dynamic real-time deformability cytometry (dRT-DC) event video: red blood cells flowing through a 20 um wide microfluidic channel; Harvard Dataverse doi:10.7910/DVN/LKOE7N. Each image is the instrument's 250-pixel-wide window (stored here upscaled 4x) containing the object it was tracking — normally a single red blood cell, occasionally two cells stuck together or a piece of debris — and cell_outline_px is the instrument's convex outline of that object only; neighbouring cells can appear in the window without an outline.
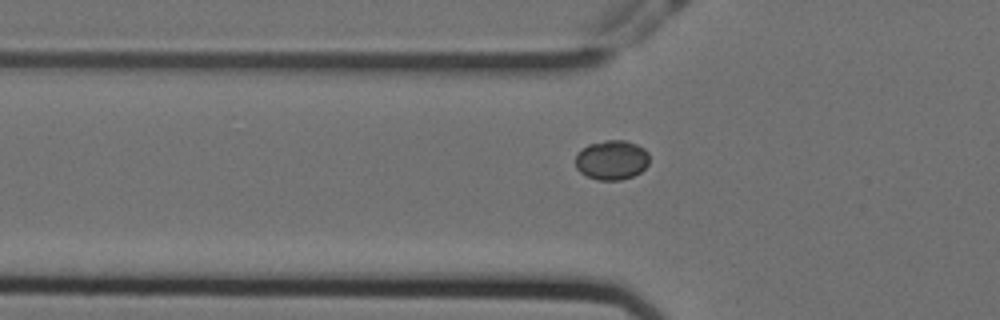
{"species": "Egyptian fruit bat (a non-hibernating species)", "species_latin": "Rousettus aegyptiacus", "temperature_condition": "cold", "stored_images_in_passage": 38, "camera_frame_rate_fps": 3000, "um_per_image_px": 0.085, "animal": {"sex": "female"}, "frame": {"image": 1, "passage_image": 5, "time_ms": 1.333, "image_size_px": [1000, 320], "cell_outline_px": [[648, 164], [640, 172], [632, 176], [620, 180], [600, 180], [588, 176], [580, 172], [576, 168], [576, 156], [588, 144], [604, 140], [624, 140], [636, 144], [644, 148], [648, 152]], "centroid_in_image_um": [52.01, 13.59], "position_along_channel_um": 73.8, "area_um2": 16.88}}
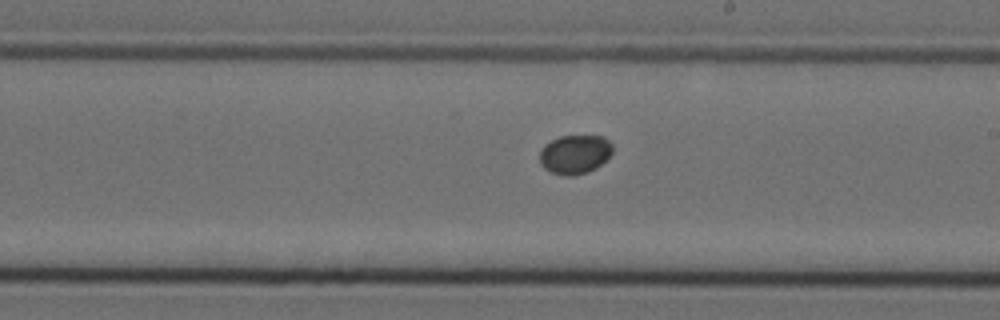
{"frame": {"image": 2, "passage_image": 19, "time_ms": 6.0, "image_size_px": [1000, 320], "cell_outline_px": [[612, 152], [596, 168], [588, 172], [572, 176], [564, 176], [552, 172], [544, 168], [540, 164], [540, 152], [544, 144], [560, 136], [604, 136], [612, 144]], "centroid_in_image_um": [48.85, 13.12], "position_along_channel_um": 240.2, "area_um2": 16.53}}
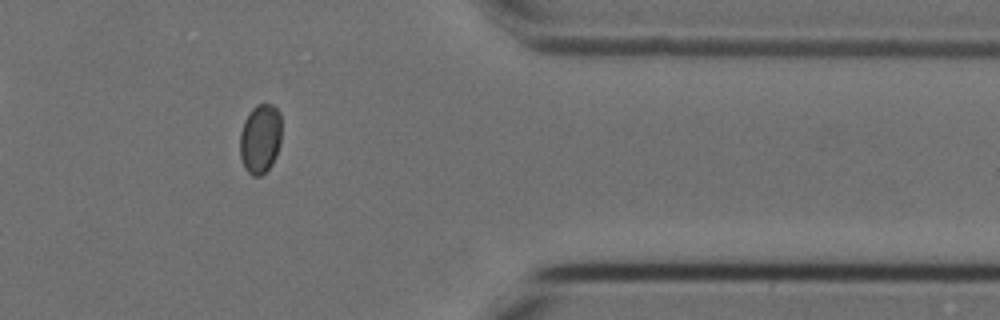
{"frame": {"image": 3, "passage_image": 33, "time_ms": 10.667, "image_size_px": [1000, 320], "cell_outline_px": [[280, 144], [276, 156], [272, 164], [260, 176], [252, 176], [244, 168], [240, 156], [240, 132], [244, 120], [252, 108], [256, 104], [272, 104], [280, 112]], "centroid_in_image_um": [22.11, 11.79], "position_along_channel_um": 389.3, "area_um2": 16.94}}